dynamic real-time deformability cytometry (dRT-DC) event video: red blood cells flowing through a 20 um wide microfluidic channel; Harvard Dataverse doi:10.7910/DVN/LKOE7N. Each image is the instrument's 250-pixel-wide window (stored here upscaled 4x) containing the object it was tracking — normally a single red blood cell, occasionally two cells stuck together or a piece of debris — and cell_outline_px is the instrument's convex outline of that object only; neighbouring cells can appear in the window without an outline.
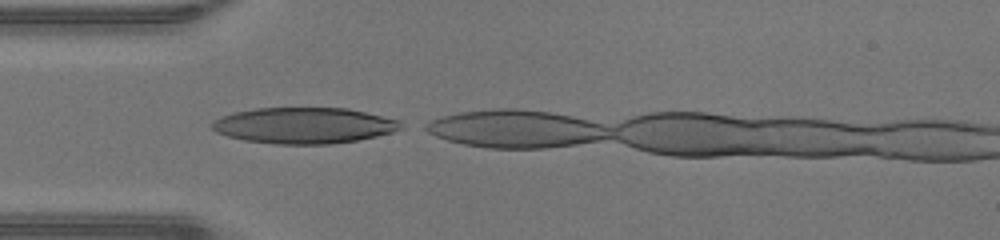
{"species": "human", "species_latin": "Homo sapiens", "temperature_condition": "warm", "stored_images_in_passage": 3, "camera_frame_rate_fps": 3000, "um_per_image_px": 0.085, "donor": {"sex": "male"}, "frame": {"image": 1, "passage_image": 1, "time_ms": 0.0, "image_size_px": [1000, 240], "cell_outline_px": [[404, 128], [392, 132], [376, 136], [356, 140], [332, 144], [276, 144], [244, 140], [228, 136], [216, 132], [212, 128], [212, 120], [220, 116], [232, 112], [256, 108], [348, 108], [400, 120]], "centroid_in_image_um": [25.82, 10.66], "position_along_channel_um": 59.2, "area_um2": 39.77}}